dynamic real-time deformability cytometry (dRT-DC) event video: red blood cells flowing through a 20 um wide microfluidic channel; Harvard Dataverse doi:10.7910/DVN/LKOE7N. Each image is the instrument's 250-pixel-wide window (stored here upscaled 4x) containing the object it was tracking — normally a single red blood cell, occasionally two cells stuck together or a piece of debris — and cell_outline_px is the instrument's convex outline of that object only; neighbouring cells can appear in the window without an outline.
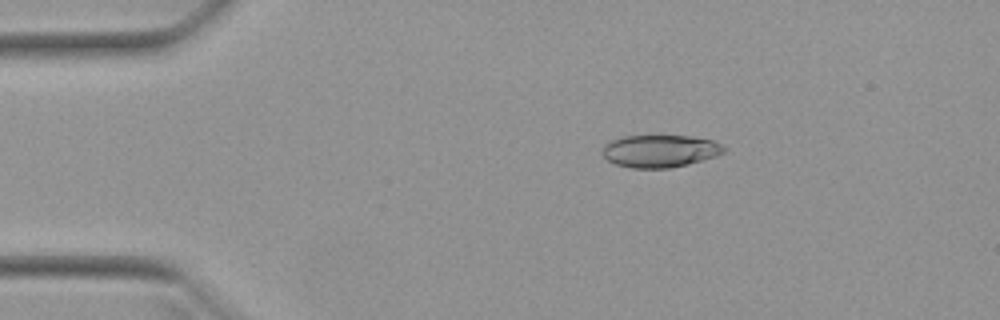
{"species": "Egyptian fruit bat (a non-hibernating species)", "species_latin": "Rousettus aegyptiacus", "temperature_condition": "warm", "stored_images_in_passage": 47, "camera_frame_rate_fps": 3000, "um_per_image_px": 0.085, "animal": {"sex": "female"}, "frame": {"image": 1, "passage_image": 5, "time_ms": 1.333, "image_size_px": [1000, 320], "cell_outline_px": [[728, 148], [724, 152], [716, 156], [688, 164], [672, 168], [632, 168], [616, 164], [608, 160], [600, 152], [612, 140], [624, 136], [692, 136], [712, 140]], "centroid_in_image_um": [56.13, 12.84], "position_along_channel_um": 28.9, "area_um2": 22.89}}
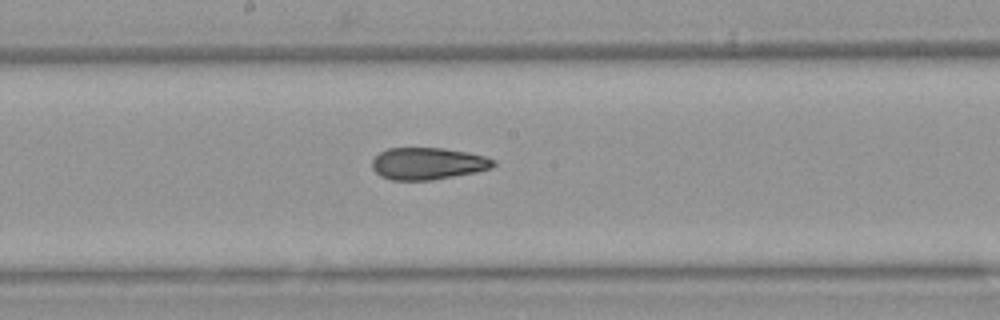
{"frame": {"image": 2, "passage_image": 23, "time_ms": 7.333, "image_size_px": [1000, 320], "cell_outline_px": [[496, 164], [492, 168], [476, 172], [432, 180], [392, 180], [380, 176], [372, 168], [372, 160], [380, 152], [388, 148], [444, 148], [468, 152], [484, 156], [496, 160]], "centroid_in_image_um": [36.38, 13.9], "position_along_channel_um": 211.8, "area_um2": 22.72}}
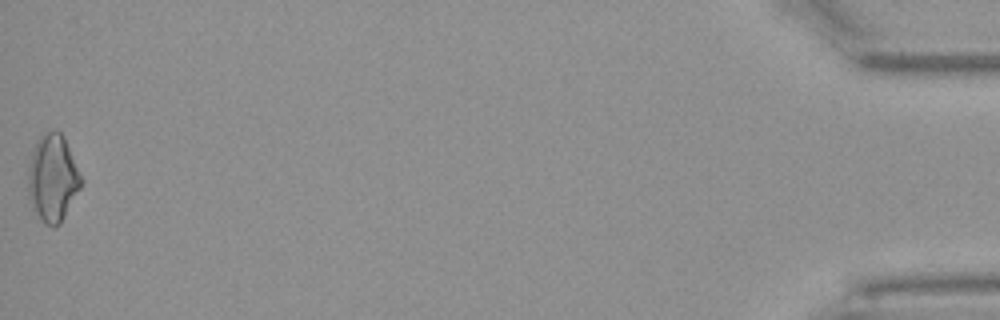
{"frame": {"image": 3, "passage_image": 47, "time_ms": 15.333, "image_size_px": [1000, 320], "cell_outline_px": [[84, 180], [80, 188], [60, 224], [44, 224], [32, 208], [28, 196], [28, 168], [32, 152], [36, 140], [44, 132], [52, 128], [56, 128], [64, 136]], "centroid_in_image_um": [4.48, 15.08], "position_along_channel_um": 430.7, "area_um2": 27.17}, "authors_computed_cell_mechanics": {"area_um2": 23.2356, "velocity_mm_per_s": 3.9803, "shape_relaxation_time_tau1_ms": null, "shape_relaxation_time_tau2_ms": 2.876, "deformation_change_tau1": null, "deformation_change_tau2": 0.1062}}